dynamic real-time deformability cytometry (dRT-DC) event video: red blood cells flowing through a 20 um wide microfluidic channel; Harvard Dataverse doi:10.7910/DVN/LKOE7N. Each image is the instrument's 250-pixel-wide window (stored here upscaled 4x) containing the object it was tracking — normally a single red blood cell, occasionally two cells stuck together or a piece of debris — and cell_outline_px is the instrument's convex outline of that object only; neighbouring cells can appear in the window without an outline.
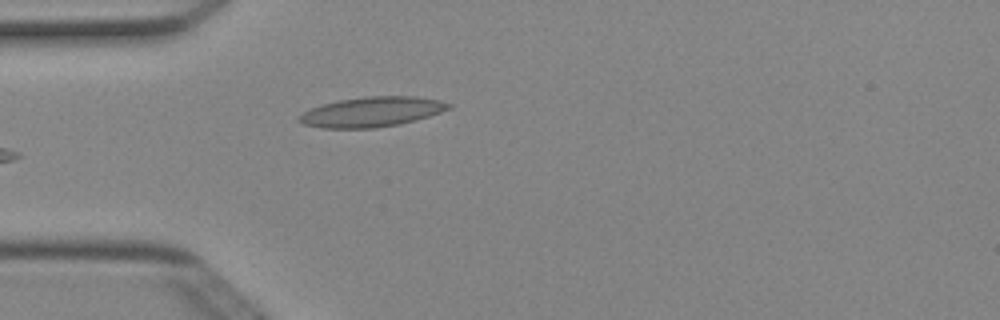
{"species": "Egyptian fruit bat (a non-hibernating species)", "species_latin": "Rousettus aegyptiacus", "temperature_condition": "cold", "stored_images_in_passage": 5, "camera_frame_rate_fps": 3000, "um_per_image_px": 0.085, "animal": {"sex": "female"}, "frame": {"image": 1, "passage_image": 5, "time_ms": 1.333, "image_size_px": [1000, 320], "cell_outline_px": [[452, 108], [416, 120], [400, 124], [376, 128], [320, 128], [304, 124], [296, 120], [296, 116], [312, 108], [324, 104], [340, 100], [364, 96], [416, 96], [440, 100], [452, 104]], "centroid_in_image_um": [31.6, 9.51], "position_along_channel_um": 53.4, "area_um2": 26.18}}